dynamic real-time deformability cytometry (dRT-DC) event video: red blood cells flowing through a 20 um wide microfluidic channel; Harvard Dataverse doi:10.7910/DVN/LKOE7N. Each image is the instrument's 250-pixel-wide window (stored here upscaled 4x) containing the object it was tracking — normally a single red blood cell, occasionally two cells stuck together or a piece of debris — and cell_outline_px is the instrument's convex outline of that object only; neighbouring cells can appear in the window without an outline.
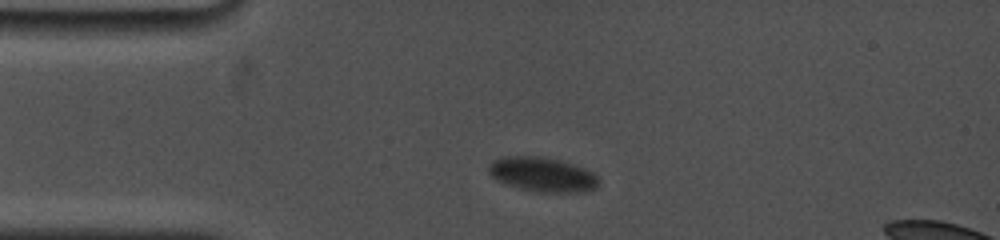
{"species": "common noctule bat (a hibernating species)", "species_latin": "Nyctalus noctula", "temperature_condition": "cold", "stored_images_in_passage": 3, "camera_frame_rate_fps": 5000, "um_per_image_px": 0.085, "animal": {"sex": "female", "body_mass_g": 19.0, "forearm_length_mm": 53.3}, "frame": {"image": 1, "passage_image": 2, "time_ms": 1.0, "image_size_px": [1000, 240], "cell_outline_px": [[600, 180], [596, 188], [584, 192], [540, 192], [520, 188], [496, 180], [488, 172], [488, 164], [492, 160], [504, 156], [540, 156], [560, 160], [584, 168], [592, 172]], "centroid_in_image_um": [46.1, 14.82], "position_along_channel_um": 38.9, "area_um2": 22.14}}